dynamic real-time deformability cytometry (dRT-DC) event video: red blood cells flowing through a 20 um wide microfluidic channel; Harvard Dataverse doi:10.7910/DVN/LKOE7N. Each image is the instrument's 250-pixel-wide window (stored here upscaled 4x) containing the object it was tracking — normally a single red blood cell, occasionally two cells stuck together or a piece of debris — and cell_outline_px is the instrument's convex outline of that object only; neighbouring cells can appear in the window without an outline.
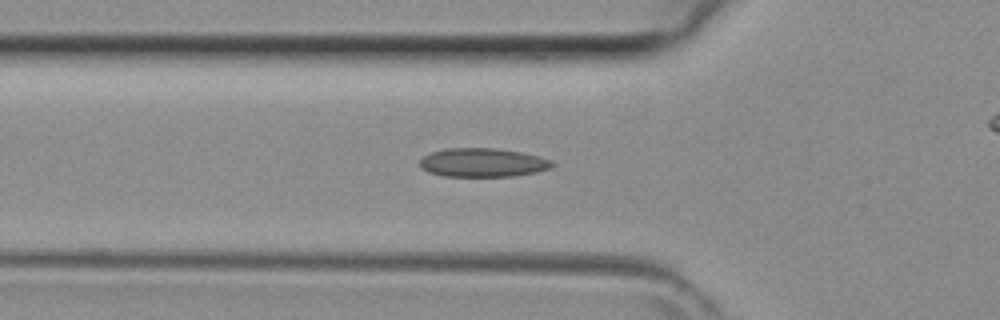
{"species": "common noctule bat (a hibernating species)", "species_latin": "Nyctalus noctula", "temperature_condition": "room temperature", "stored_images_in_passage": 36, "camera_frame_rate_fps": 3000, "um_per_image_px": 0.085, "animal": {"sex": "female", "body_mass_g": 29.2, "forearm_length_mm": 56.3}, "frame": {"image": 1, "passage_image": 14, "time_ms": 4.333, "image_size_px": [1000, 320], "cell_outline_px": [[556, 164], [552, 168], [536, 172], [512, 176], [444, 176], [428, 172], [420, 168], [420, 160], [424, 156], [432, 152], [444, 148], [496, 148], [520, 152], [540, 156], [552, 160]], "centroid_in_image_um": [41.06, 13.81], "position_along_channel_um": 84.7, "area_um2": 22.31}}
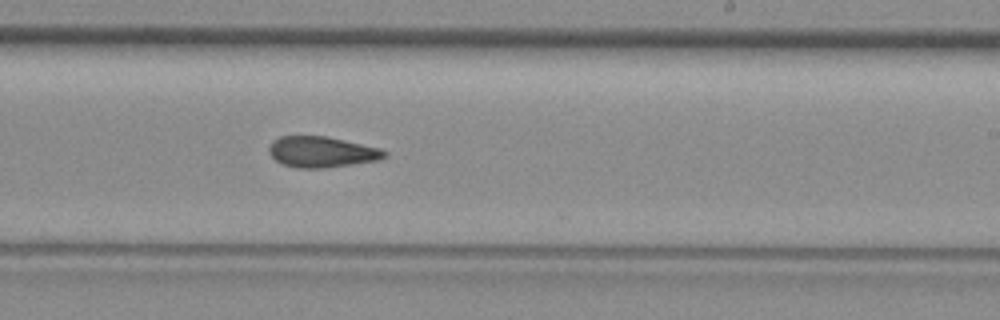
{"frame": {"image": 2, "passage_image": 25, "time_ms": 8.0, "image_size_px": [1000, 320], "cell_outline_px": [[388, 156], [376, 160], [352, 164], [324, 168], [296, 168], [284, 164], [276, 160], [268, 152], [268, 148], [272, 140], [280, 136], [328, 136], [380, 148], [388, 152]], "centroid_in_image_um": [27.34, 12.9], "position_along_channel_um": 261.7, "area_um2": 20.81}}
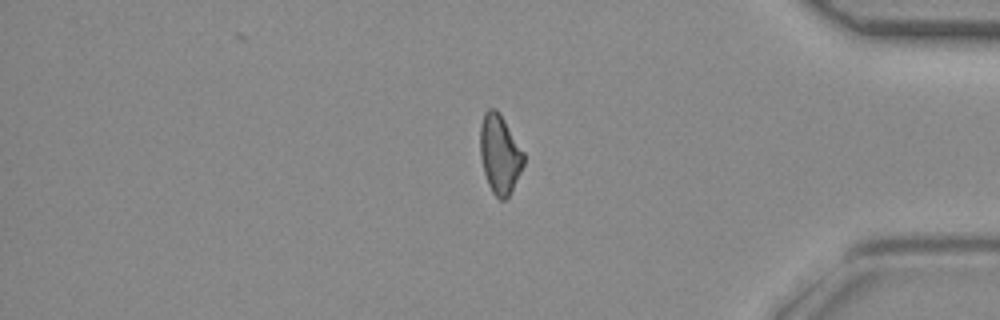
{"frame": {"image": 3, "passage_image": 35, "time_ms": 11.333, "image_size_px": [1000, 320], "cell_outline_px": [[524, 164], [508, 196], [504, 200], [500, 200], [492, 192], [488, 184], [484, 172], [480, 156], [480, 124], [484, 112], [488, 108], [496, 108], [500, 112], [524, 152]], "centroid_in_image_um": [42.46, 13.05], "position_along_channel_um": 392.7, "area_um2": 20.06}}